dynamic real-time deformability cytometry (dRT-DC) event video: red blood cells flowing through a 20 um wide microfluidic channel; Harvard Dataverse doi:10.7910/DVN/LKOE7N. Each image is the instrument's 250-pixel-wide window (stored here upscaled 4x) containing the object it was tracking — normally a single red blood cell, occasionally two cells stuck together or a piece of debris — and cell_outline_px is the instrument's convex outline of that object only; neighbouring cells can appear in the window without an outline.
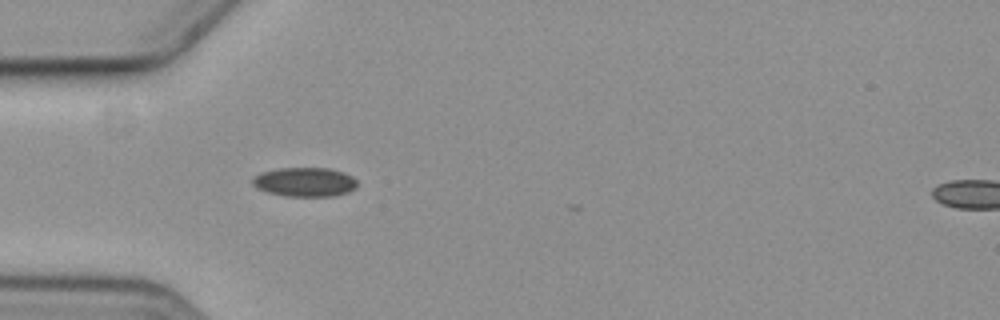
{"species": "common noctule bat (a hibernating species)", "species_latin": "Nyctalus noctula", "temperature_condition": "cold", "stored_images_in_passage": 5, "segment_of_instrument_passage": [1, 2], "camera_frame_rate_fps": 3000, "um_per_image_px": 0.085, "animal": {"sex": "female", "body_mass_g": 19.3, "forearm_length_mm": 54.1}, "frame": {"image": 1, "passage_image": 4, "time_ms": 4.667, "image_size_px": [1000, 320], "cell_outline_px": [[356, 188], [348, 192], [336, 196], [284, 196], [268, 192], [256, 188], [252, 184], [252, 176], [260, 172], [276, 168], [328, 168], [344, 172], [352, 176], [356, 180]], "centroid_in_image_um": [25.88, 15.46], "position_along_channel_um": 59.1, "area_um2": 18.03}}